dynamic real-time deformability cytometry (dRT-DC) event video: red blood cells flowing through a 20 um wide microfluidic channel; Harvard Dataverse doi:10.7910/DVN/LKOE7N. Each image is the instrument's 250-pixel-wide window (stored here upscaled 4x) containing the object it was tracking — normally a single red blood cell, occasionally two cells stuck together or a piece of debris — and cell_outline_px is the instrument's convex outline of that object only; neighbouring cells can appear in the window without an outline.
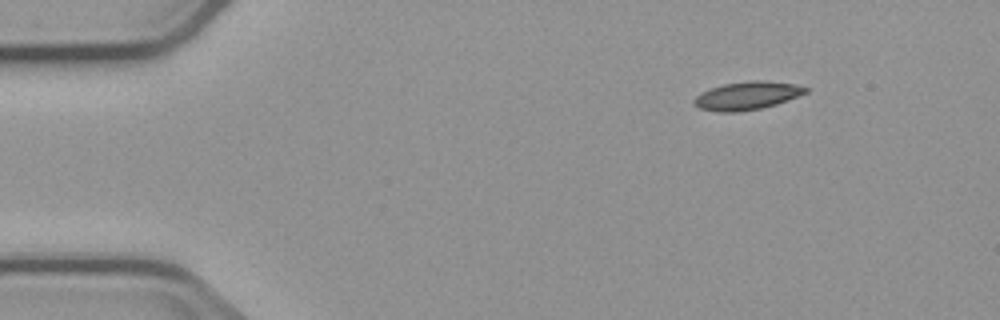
{"species": "common noctule bat (a hibernating species)", "species_latin": "Nyctalus noctula", "temperature_condition": "cold", "stored_images_in_passage": 7, "camera_frame_rate_fps": 3000, "um_per_image_px": 0.085, "animal": {"sex": "male", "body_mass_g": 23.1, "forearm_length_mm": 52.7}, "frame": {"image": 1, "passage_image": 1, "time_ms": 0.0, "image_size_px": [1000, 320], "cell_outline_px": [[808, 92], [788, 100], [776, 104], [760, 108], [736, 112], [720, 112], [700, 108], [692, 100], [696, 96], [712, 88], [724, 84], [752, 80], [756, 80], [792, 84], [808, 88]], "centroid_in_image_um": [63.51, 8.14], "position_along_channel_um": 21.5, "area_um2": 17.8}}
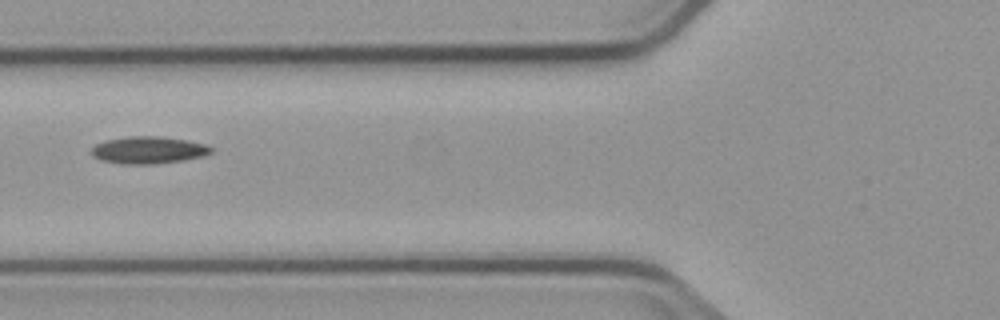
{"frame": {"image": 2, "passage_image": 5, "time_ms": 4.667, "image_size_px": [1000, 320], "cell_outline_px": [[212, 152], [204, 156], [184, 160], [152, 164], [124, 164], [100, 160], [92, 156], [92, 148], [96, 144], [104, 140], [128, 136], [160, 136], [188, 140], [208, 144], [212, 148]], "centroid_in_image_um": [12.63, 12.75], "position_along_channel_um": 113.2, "area_um2": 19.13}}
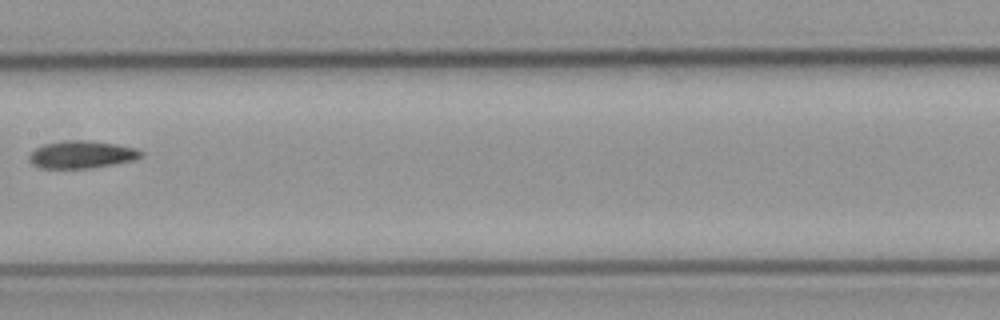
{"frame": {"image": 3, "passage_image": 7, "time_ms": 7.0, "image_size_px": [1000, 320], "cell_outline_px": [[144, 156], [132, 160], [112, 164], [88, 168], [40, 168], [32, 164], [28, 160], [28, 156], [36, 148], [44, 144], [68, 140], [88, 140], [116, 144], [136, 148], [144, 152]], "centroid_in_image_um": [6.94, 13.13], "position_along_channel_um": 200.5, "area_um2": 17.86}}